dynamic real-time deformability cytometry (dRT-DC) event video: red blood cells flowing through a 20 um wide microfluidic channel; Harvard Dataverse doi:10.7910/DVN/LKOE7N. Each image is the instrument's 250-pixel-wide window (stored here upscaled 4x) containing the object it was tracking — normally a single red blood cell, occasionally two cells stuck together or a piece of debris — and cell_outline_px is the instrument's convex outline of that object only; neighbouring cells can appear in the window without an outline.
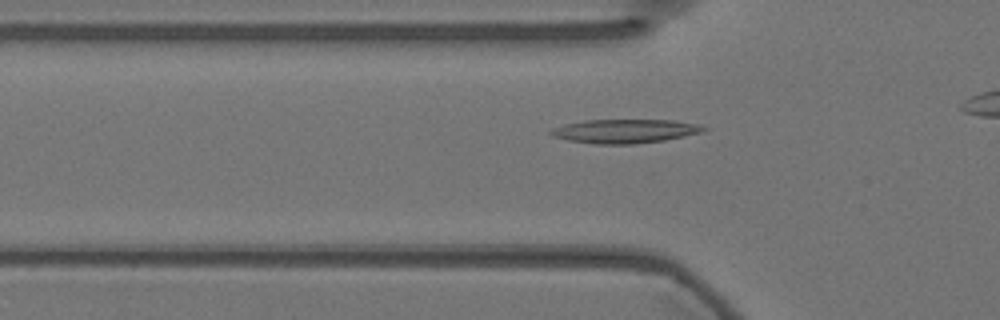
{"species": "Egyptian fruit bat (a non-hibernating species)", "species_latin": "Rousettus aegyptiacus", "temperature_condition": "warm", "stored_images_in_passage": 12, "camera_frame_rate_fps": 3000, "um_per_image_px": 0.085, "animal": {"sex": "female"}, "frame": {"image": 1, "passage_image": 2, "time_ms": 0.333, "image_size_px": [1000, 320], "cell_outline_px": [[708, 128], [700, 132], [684, 136], [664, 140], [632, 144], [596, 144], [568, 140], [552, 136], [548, 132], [552, 128], [564, 124], [584, 120], [672, 120], [700, 124]], "centroid_in_image_um": [53.08, 11.14], "position_along_channel_um": 72.7, "area_um2": 21.21}}
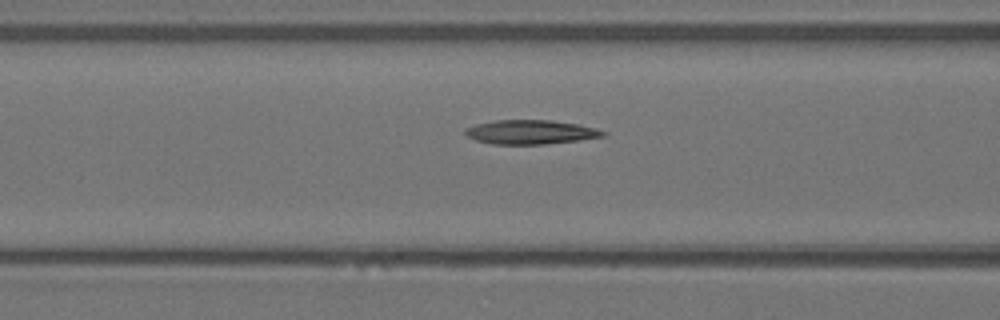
{"frame": {"image": 2, "passage_image": 6, "time_ms": 1.667, "image_size_px": [1000, 320], "cell_outline_px": [[608, 136], [580, 140], [544, 144], [492, 144], [476, 140], [468, 136], [464, 132], [464, 128], [476, 124], [496, 120], [552, 120], [580, 124], [596, 128], [608, 132]], "centroid_in_image_um": [45.16, 11.22], "position_along_channel_um": 121.4, "area_um2": 19.59}}
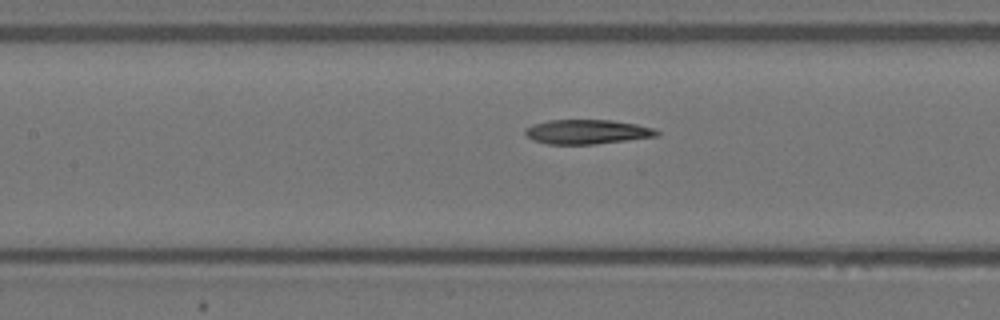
{"frame": {"image": 3, "passage_image": 9, "time_ms": 2.667, "image_size_px": [1000, 320], "cell_outline_px": [[660, 132], [656, 136], [592, 144], [548, 144], [532, 140], [524, 132], [524, 128], [532, 124], [548, 120], [612, 120], [636, 124], [656, 128]], "centroid_in_image_um": [49.87, 11.19], "position_along_channel_um": 157.5, "area_um2": 18.67}}